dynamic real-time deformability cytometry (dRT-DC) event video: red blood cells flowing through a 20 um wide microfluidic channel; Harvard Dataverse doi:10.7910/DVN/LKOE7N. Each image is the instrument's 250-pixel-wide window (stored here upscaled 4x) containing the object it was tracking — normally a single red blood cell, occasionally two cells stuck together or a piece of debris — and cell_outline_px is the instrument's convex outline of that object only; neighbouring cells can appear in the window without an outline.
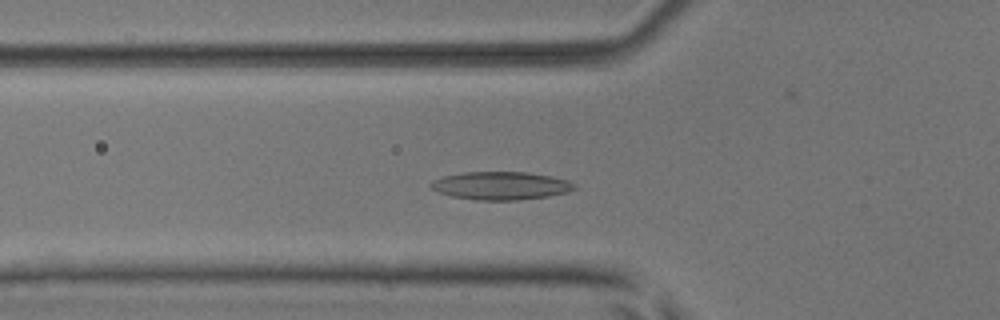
{"species": "common noctule bat (a hibernating species)", "species_latin": "Nyctalus noctula", "temperature_condition": "room temperature", "stored_images_in_passage": 48, "camera_frame_rate_fps": 3000, "um_per_image_px": 0.085, "animal": {"sex": "male", "body_mass_g": 17.9, "forearm_length_mm": 54.2}, "frame": {"image": 1, "passage_image": 15, "time_ms": 4.667, "image_size_px": [1000, 320], "cell_outline_px": [[576, 188], [568, 192], [548, 196], [516, 200], [476, 200], [452, 196], [440, 192], [432, 188], [428, 184], [432, 180], [444, 176], [464, 172], [524, 172], [548, 176], [568, 180], [576, 184]], "centroid_in_image_um": [42.56, 15.78], "position_along_channel_um": 83.2, "area_um2": 23.29}}
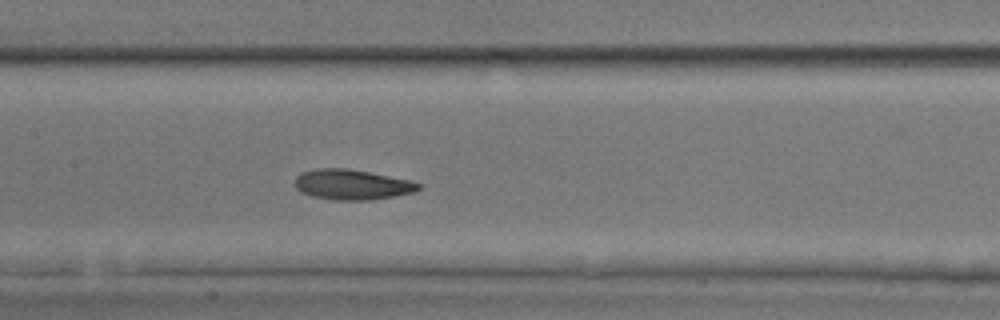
{"frame": {"image": 2, "passage_image": 22, "time_ms": 7.0, "image_size_px": [1000, 320], "cell_outline_px": [[420, 188], [416, 192], [368, 200], [332, 200], [312, 196], [300, 192], [296, 188], [296, 176], [300, 172], [316, 168], [348, 168], [408, 180], [420, 184]], "centroid_in_image_um": [29.87, 15.69], "position_along_channel_um": 177.5, "area_um2": 21.68}}
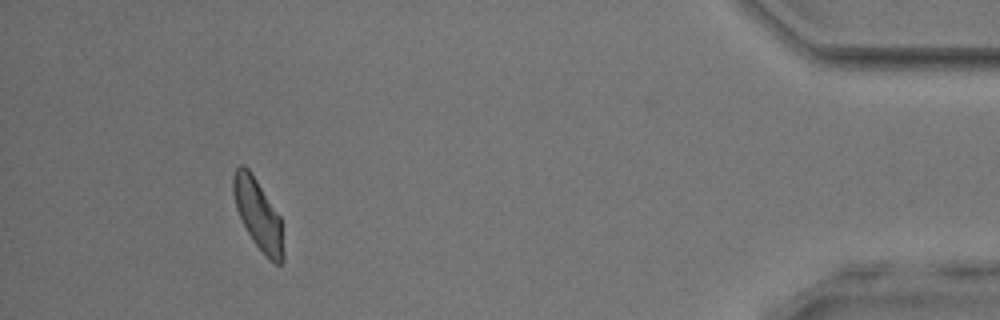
{"frame": {"image": 3, "passage_image": 44, "time_ms": 14.333, "image_size_px": [1000, 320], "cell_outline_px": [[284, 260], [280, 264], [276, 264], [252, 240], [236, 208], [232, 192], [232, 176], [236, 168], [240, 164], [244, 164], [248, 168], [280, 216], [284, 256]], "centroid_in_image_um": [21.92, 18.18], "position_along_channel_um": 413.3, "area_um2": 20.06}, "authors_computed_cell_mechanics": {"area_um2": 21.4727, "velocity_mm_per_s": 4.0416, "shape_relaxation_time_tau1_ms": 3.499, "shape_relaxation_time_tau2_ms": 2.8632, "deformation_change_tau1": 0.114, "deformation_change_tau2": 0.0936}}